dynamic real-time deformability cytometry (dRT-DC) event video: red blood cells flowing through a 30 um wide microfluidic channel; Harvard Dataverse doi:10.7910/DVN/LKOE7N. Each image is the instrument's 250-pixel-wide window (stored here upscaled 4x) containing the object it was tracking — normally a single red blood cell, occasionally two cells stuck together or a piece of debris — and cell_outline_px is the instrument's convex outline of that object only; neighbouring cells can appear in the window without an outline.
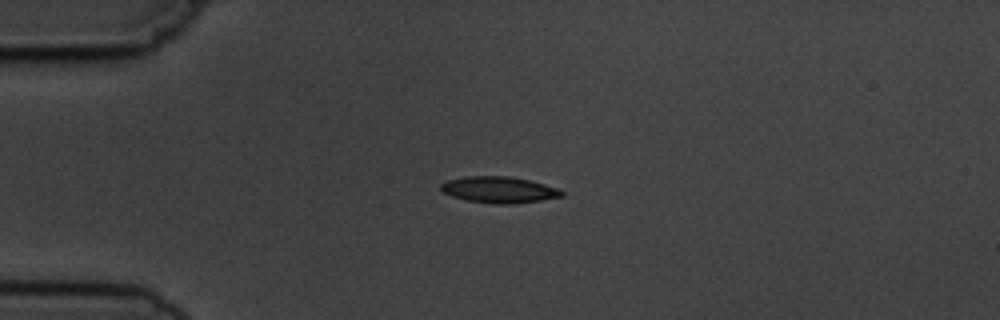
{"species": "common noctule bat (a hibernating species)", "species_latin": "Nyctalus noctula", "temperature_condition": "cold", "stored_images_in_passage": 2, "camera_frame_rate_fps": 3000, "um_per_image_px": 0.085, "animal": {"sex": "male", "body_mass_g": 19.5, "forearm_length_mm": 54.6}, "frame": {"image": 1, "passage_image": 1, "time_ms": 0.0, "image_size_px": [1000, 320], "cell_outline_px": [[564, 196], [540, 200], [512, 204], [496, 204], [468, 200], [452, 196], [444, 192], [440, 188], [440, 184], [448, 180], [464, 176], [508, 176], [528, 180], [544, 184], [556, 188], [564, 192]], "centroid_in_image_um": [42.41, 16.12], "position_along_channel_um": 42.6, "area_um2": 18.32}}